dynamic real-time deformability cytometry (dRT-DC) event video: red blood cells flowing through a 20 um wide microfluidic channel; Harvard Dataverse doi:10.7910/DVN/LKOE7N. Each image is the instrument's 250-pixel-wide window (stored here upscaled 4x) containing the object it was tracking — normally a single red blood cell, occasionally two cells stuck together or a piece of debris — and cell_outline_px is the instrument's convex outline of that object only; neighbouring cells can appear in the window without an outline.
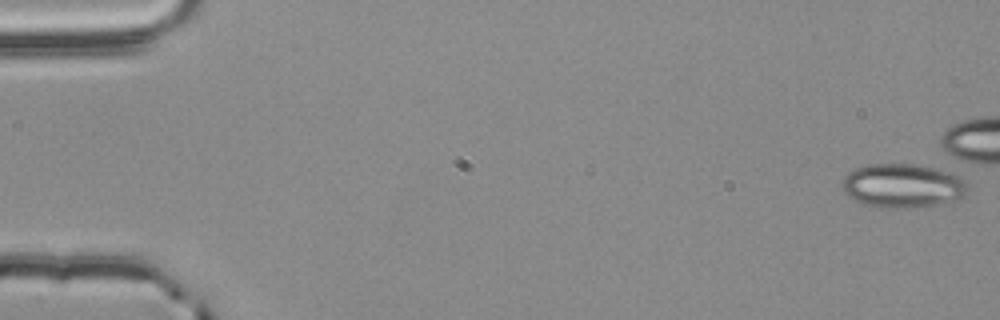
{"species": "common noctule bat (a hibernating species)", "species_latin": "Nyctalus noctula", "temperature_condition": "room temperature", "stored_images_in_passage": 1, "camera_frame_rate_fps": 3000, "um_per_image_px": 0.085, "animal": {"sex": "male", "body_mass_g": 20.4}, "frame": {"image": 1, "passage_image": 1, "time_ms": 0.0, "image_size_px": [1000, 320], "cell_outline_px": [[968, 192], [964, 196], [952, 200], [936, 204], [896, 208], [880, 208], [864, 204], [848, 196], [844, 192], [840, 184], [844, 176], [848, 172], [856, 168], [868, 164], [912, 164], [932, 168], [948, 172], [964, 180], [968, 184]], "centroid_in_image_um": [76.67, 15.78], "position_along_channel_um": 8.3, "area_um2": 31.85}}